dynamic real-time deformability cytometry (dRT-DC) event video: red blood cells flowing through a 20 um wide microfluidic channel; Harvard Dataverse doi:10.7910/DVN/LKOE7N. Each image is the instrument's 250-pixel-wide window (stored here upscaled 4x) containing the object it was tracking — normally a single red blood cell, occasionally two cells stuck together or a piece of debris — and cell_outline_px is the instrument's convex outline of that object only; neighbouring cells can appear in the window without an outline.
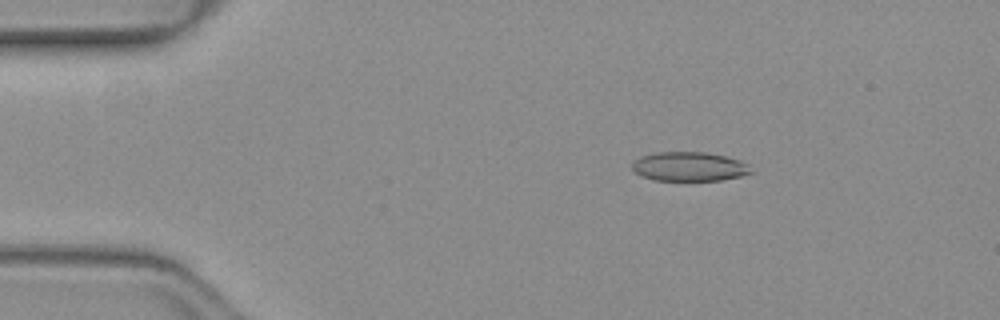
{"species": "common noctule bat (a hibernating species)", "species_latin": "Nyctalus noctula", "temperature_condition": "warm", "stored_images_in_passage": 45, "camera_frame_rate_fps": 3000, "um_per_image_px": 0.085, "animal": {"sex": "female", "body_mass_g": 19.3, "forearm_length_mm": 54.1}, "frame": {"image": 1, "passage_image": 3, "time_ms": 0.667, "image_size_px": [1000, 320], "cell_outline_px": [[756, 172], [740, 176], [720, 180], [652, 180], [640, 176], [632, 168], [632, 160], [640, 156], [656, 152], [704, 152], [724, 156], [740, 160], [748, 164]], "centroid_in_image_um": [58.58, 14.15], "position_along_channel_um": 26.4, "area_um2": 20.4}}
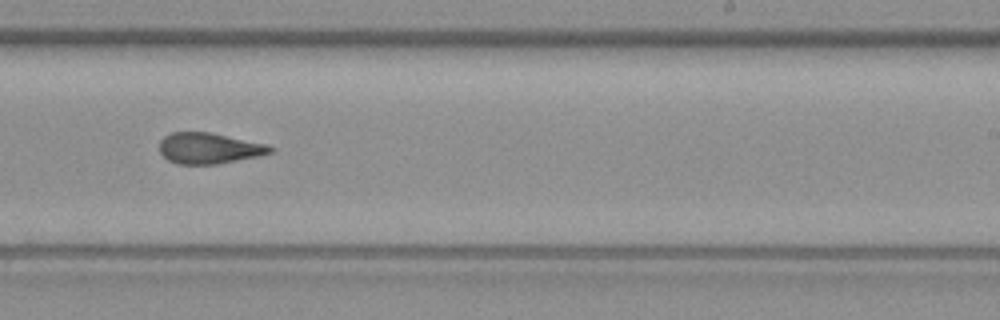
{"frame": {"image": 2, "passage_image": 26, "time_ms": 8.333, "image_size_px": [1000, 320], "cell_outline_px": [[276, 148], [272, 152], [260, 156], [216, 164], [176, 164], [168, 160], [160, 152], [160, 140], [164, 136], [172, 132], [208, 132], [264, 144]], "centroid_in_image_um": [17.74, 12.61], "position_along_channel_um": 271.3, "area_um2": 19.77}}
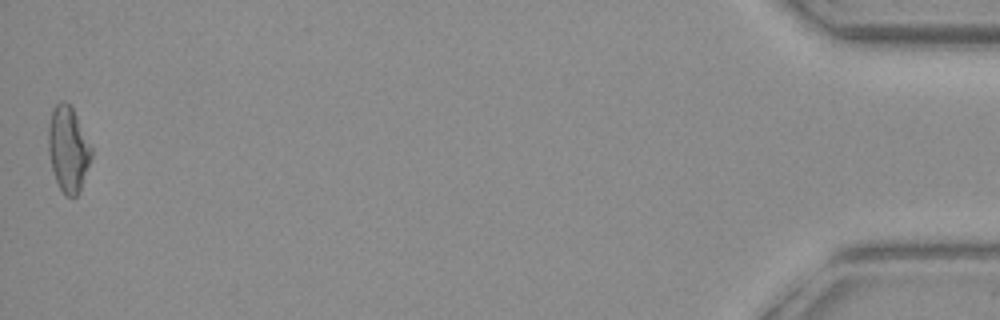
{"frame": {"image": 3, "passage_image": 45, "time_ms": 14.667, "image_size_px": [1000, 320], "cell_outline_px": [[92, 156], [80, 192], [76, 196], [64, 196], [56, 180], [52, 168], [48, 152], [48, 124], [52, 108], [60, 100], [64, 100], [72, 108], [92, 148]], "centroid_in_image_um": [5.78, 12.68], "position_along_channel_um": 429.4, "area_um2": 21.44}, "authors_computed_cell_mechanics": {"area_um2": 20.6346, "velocity_mm_per_s": 4.0778, "shape_relaxation_time_tau1_ms": null, "shape_relaxation_time_tau2_ms": 2.2903, "deformation_change_tau1": null, "deformation_change_tau2": 0.1079}}